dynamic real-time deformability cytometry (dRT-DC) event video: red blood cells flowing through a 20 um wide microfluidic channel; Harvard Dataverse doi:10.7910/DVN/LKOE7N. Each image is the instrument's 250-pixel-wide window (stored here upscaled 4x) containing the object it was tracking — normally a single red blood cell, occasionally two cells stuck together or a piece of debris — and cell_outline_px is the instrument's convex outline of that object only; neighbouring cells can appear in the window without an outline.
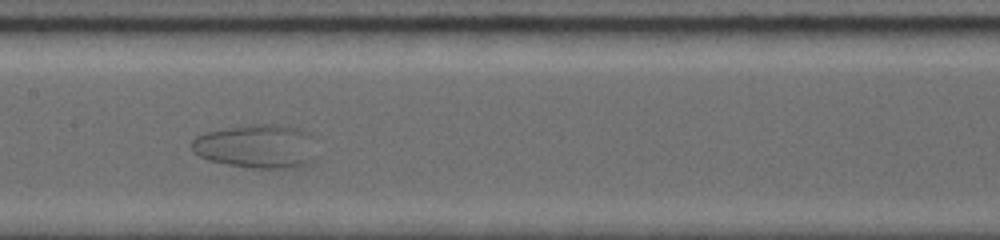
{"species": "common noctule bat (a hibernating species)", "species_latin": "Nyctalus noctula", "temperature_condition": "room temperature", "stored_images_in_passage": 22, "camera_frame_rate_fps": 5000, "um_per_image_px": 0.085, "animal": {"sex": "female", "body_mass_g": 19.0, "forearm_length_mm": 56.7}, "frame": {"image": 1, "passage_image": 10, "time_ms": 5.4, "image_size_px": [1000, 240], "cell_outline_px": [[312, 160], [304, 164], [292, 168], [252, 168], [228, 164], [208, 160], [192, 152], [192, 140], [196, 136], [208, 132], [264, 124], [288, 128]], "centroid_in_image_um": [21.43, 12.52], "position_along_channel_um": 186.0, "area_um2": 28.32}}